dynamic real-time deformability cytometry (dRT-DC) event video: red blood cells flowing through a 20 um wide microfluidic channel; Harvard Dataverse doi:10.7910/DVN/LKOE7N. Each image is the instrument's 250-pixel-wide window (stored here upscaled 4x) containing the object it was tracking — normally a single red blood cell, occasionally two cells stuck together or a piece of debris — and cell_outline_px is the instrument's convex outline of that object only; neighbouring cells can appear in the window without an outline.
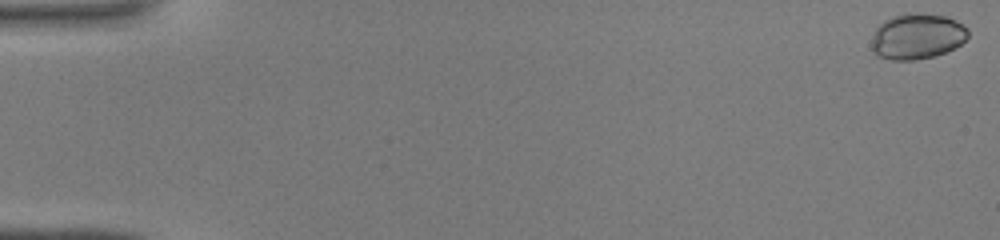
{"species": "common noctule bat (a hibernating species)", "species_latin": "Nyctalus noctula", "temperature_condition": "warm", "stored_images_in_passage": 45, "camera_frame_rate_fps": 3000, "um_per_image_px": 0.085, "animal": {"sex": "male", "body_mass_g": 19.0, "forearm_length_mm": 50.8}, "frame": {"image": 1, "passage_image": 1, "time_ms": 0.0, "image_size_px": [1000, 240], "cell_outline_px": [[968, 36], [960, 44], [936, 56], [916, 60], [892, 60], [876, 56], [872, 52], [872, 36], [876, 28], [884, 20], [892, 16], [904, 12], [916, 12], [948, 16], [956, 20], [968, 28]], "centroid_in_image_um": [77.93, 3.07], "position_along_channel_um": 7.1, "area_um2": 26.07}}
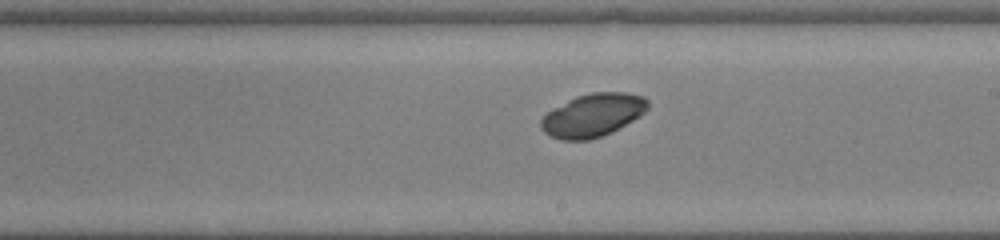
{"frame": {"image": 2, "passage_image": 27, "time_ms": 8.667, "image_size_px": [1000, 240], "cell_outline_px": [[648, 108], [640, 116], [612, 132], [588, 140], [560, 140], [544, 132], [540, 128], [540, 120], [552, 108], [576, 96], [592, 92], [624, 92], [644, 96], [648, 100]], "centroid_in_image_um": [50.38, 9.78], "position_along_channel_um": 238.6, "area_um2": 26.82}}
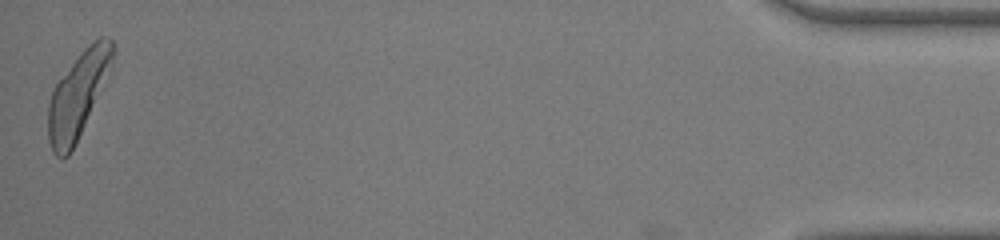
{"frame": {"image": 3, "passage_image": 45, "time_ms": 14.667, "image_size_px": [1000, 240], "cell_outline_px": [[112, 68], [68, 156], [56, 156], [52, 152], [48, 140], [48, 104], [52, 88], [84, 48], [88, 44], [100, 36], [108, 36], [112, 40]], "centroid_in_image_um": [6.6, 8.03], "position_along_channel_um": 428.6, "area_um2": 31.33}}